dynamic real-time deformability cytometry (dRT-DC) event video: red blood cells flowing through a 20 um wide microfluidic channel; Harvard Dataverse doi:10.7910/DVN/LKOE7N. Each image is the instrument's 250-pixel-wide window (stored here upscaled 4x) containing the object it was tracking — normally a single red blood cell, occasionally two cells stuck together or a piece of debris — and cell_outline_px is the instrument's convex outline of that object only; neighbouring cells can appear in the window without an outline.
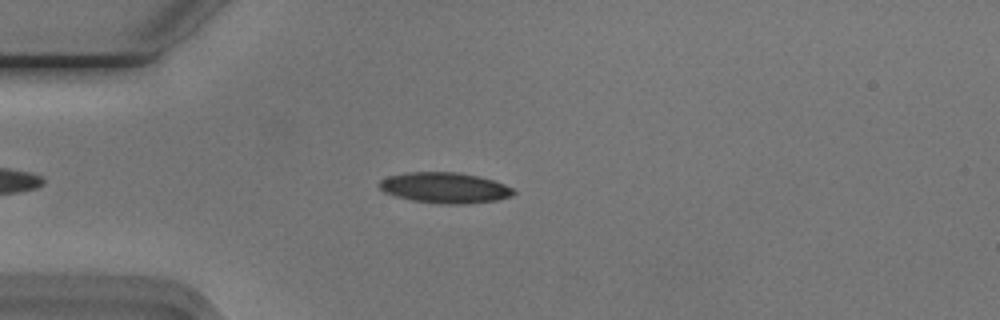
{"species": "Egyptian fruit bat (a non-hibernating species)", "species_latin": "Rousettus aegyptiacus", "temperature_condition": "cold", "stored_images_in_passage": 46, "camera_frame_rate_fps": 3000, "um_per_image_px": 0.085, "animal": {"sex": "male"}, "frame": {"image": 1, "passage_image": 6, "time_ms": 1.667, "image_size_px": [1000, 320], "cell_outline_px": [[516, 192], [512, 196], [496, 200], [468, 204], [440, 204], [412, 200], [396, 196], [384, 192], [376, 184], [380, 180], [388, 176], [404, 172], [460, 172], [480, 176], [504, 184], [512, 188]], "centroid_in_image_um": [37.79, 15.95], "position_along_channel_um": 47.2, "area_um2": 24.22}}
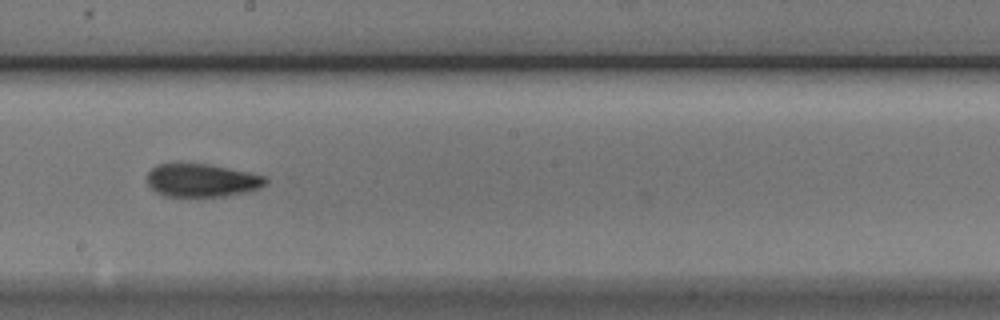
{"frame": {"image": 2, "passage_image": 22, "time_ms": 7.0, "image_size_px": [1000, 320], "cell_outline_px": [[268, 184], [260, 188], [244, 192], [224, 196], [164, 196], [156, 192], [148, 184], [148, 172], [156, 164], [208, 164], [248, 172], [264, 176], [268, 180]], "centroid_in_image_um": [17.16, 15.33], "position_along_channel_um": 231.0, "area_um2": 22.66}}
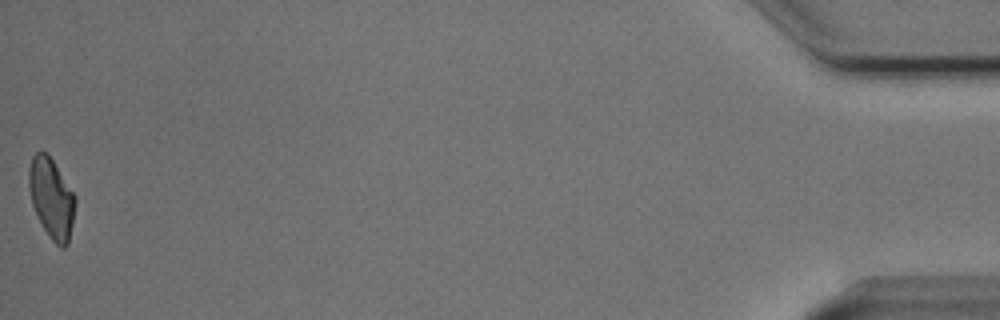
{"frame": {"image": 3, "passage_image": 46, "time_ms": 15.0, "image_size_px": [1000, 320], "cell_outline_px": [[76, 204], [68, 244], [64, 248], [60, 248], [52, 240], [44, 228], [32, 204], [28, 188], [28, 168], [32, 156], [36, 152], [48, 152], [76, 196]], "centroid_in_image_um": [4.38, 16.81], "position_along_channel_um": 430.8, "area_um2": 21.73}, "authors_computed_cell_mechanics": {"area_um2": 22.8021, "velocity_mm_per_s": 3.752, "shape_relaxation_time_tau1_ms": 4.3122, "shape_relaxation_time_tau2_ms": 2.0472, "deformation_change_tau1": 0.1359, "deformation_change_tau2": 0.0792}}